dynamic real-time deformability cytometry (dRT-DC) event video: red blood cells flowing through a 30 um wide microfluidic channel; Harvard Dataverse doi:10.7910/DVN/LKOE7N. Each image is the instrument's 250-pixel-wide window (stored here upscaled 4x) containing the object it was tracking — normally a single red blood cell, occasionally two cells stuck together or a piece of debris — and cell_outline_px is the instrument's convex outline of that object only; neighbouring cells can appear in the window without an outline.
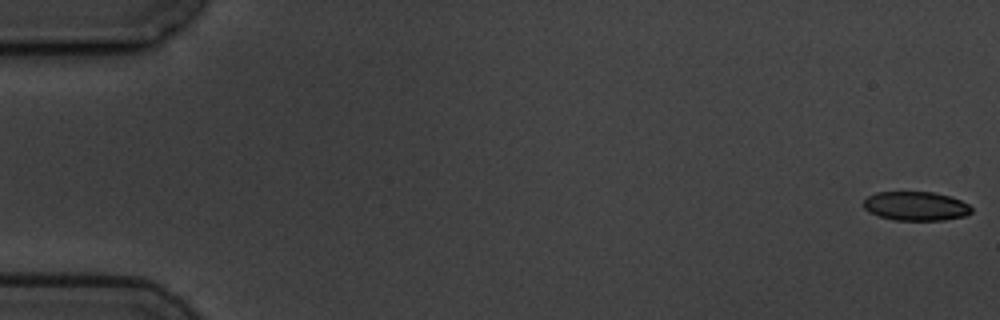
{"species": "common noctule bat (a hibernating species)", "species_latin": "Nyctalus noctula", "temperature_condition": "cold", "stored_images_in_passage": 5, "camera_frame_rate_fps": 3000, "um_per_image_px": 0.085, "animal": {"sex": "male", "body_mass_g": 19.5, "forearm_length_mm": 54.6}, "frame": {"image": 1, "passage_image": 1, "time_ms": 0.0, "image_size_px": [1000, 320], "cell_outline_px": [[972, 212], [964, 216], [944, 220], [892, 220], [868, 212], [864, 208], [864, 200], [868, 196], [876, 192], [932, 192], [948, 196], [960, 200], [968, 204], [972, 208]], "centroid_in_image_um": [77.83, 17.52], "position_along_channel_um": 7.2, "area_um2": 18.21}}